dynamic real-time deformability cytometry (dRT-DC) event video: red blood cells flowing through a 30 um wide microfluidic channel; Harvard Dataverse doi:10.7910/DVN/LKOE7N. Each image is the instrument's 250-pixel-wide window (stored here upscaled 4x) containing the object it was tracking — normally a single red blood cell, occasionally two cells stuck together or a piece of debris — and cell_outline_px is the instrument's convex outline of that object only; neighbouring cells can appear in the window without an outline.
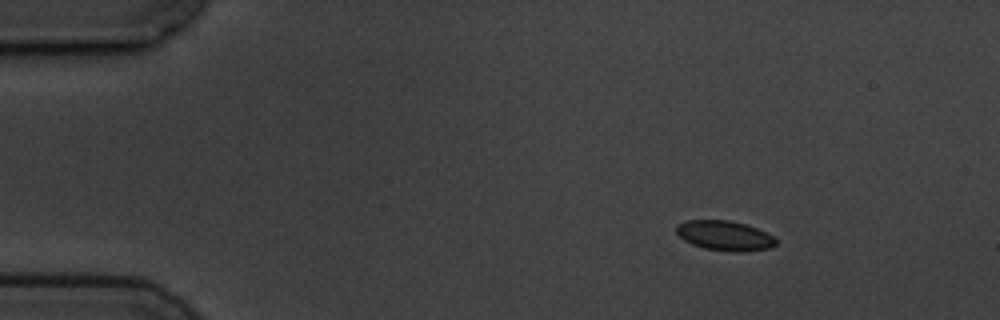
{"species": "common noctule bat (a hibernating species)", "species_latin": "Nyctalus noctula", "temperature_condition": "cold", "stored_images_in_passage": 5, "camera_frame_rate_fps": 3000, "um_per_image_px": 0.085, "animal": {"sex": "male", "body_mass_g": 19.5, "forearm_length_mm": 54.6}, "frame": {"image": 1, "passage_image": 2, "time_ms": 1.0, "image_size_px": [1000, 320], "cell_outline_px": [[780, 240], [772, 248], [744, 252], [732, 252], [704, 248], [692, 244], [684, 240], [676, 232], [676, 224], [688, 220], [728, 220], [748, 224], [776, 236]], "centroid_in_image_um": [61.68, 20.03], "position_along_channel_um": 23.3, "area_um2": 17.74}}
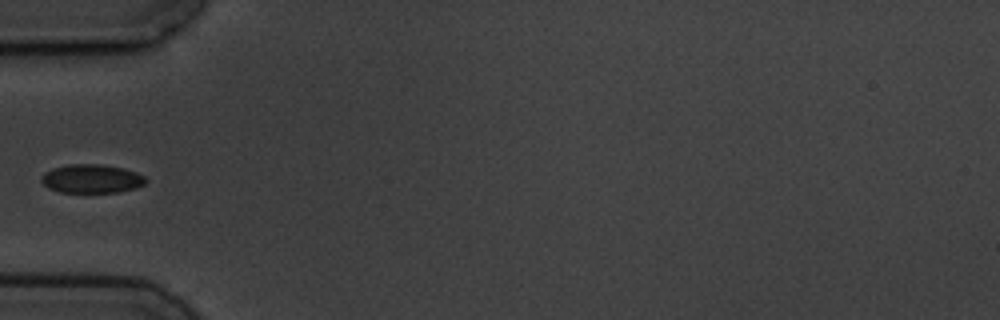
{"frame": {"image": 2, "passage_image": 5, "time_ms": 4.667, "image_size_px": [1000, 320], "cell_outline_px": [[148, 180], [144, 184], [136, 188], [120, 192], [60, 192], [48, 188], [40, 180], [40, 176], [44, 172], [52, 168], [68, 164], [100, 164], [124, 168], [136, 172], [144, 176]], "centroid_in_image_um": [7.78, 15.18], "position_along_channel_um": 77.2, "area_um2": 17.63}}